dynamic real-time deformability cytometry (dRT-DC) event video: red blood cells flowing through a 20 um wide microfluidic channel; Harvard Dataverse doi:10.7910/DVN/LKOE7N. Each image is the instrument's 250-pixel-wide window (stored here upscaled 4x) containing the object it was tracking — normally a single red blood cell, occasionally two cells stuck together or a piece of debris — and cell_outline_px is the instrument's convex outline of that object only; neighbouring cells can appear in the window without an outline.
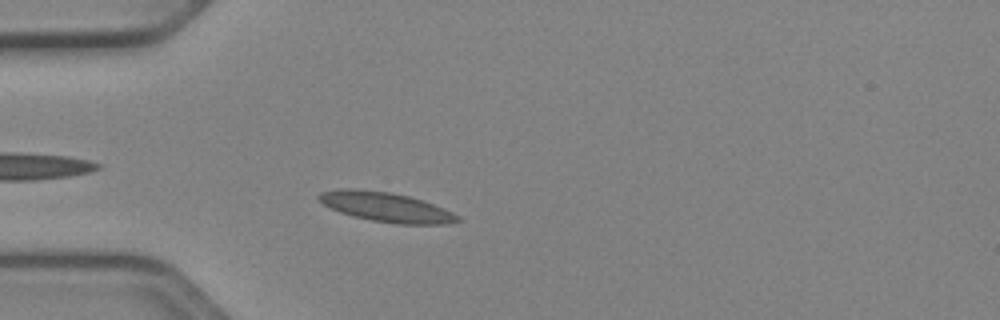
{"species": "Egyptian fruit bat (a non-hibernating species)", "species_latin": "Rousettus aegyptiacus", "temperature_condition": "cold", "stored_images_in_passage": 47, "camera_frame_rate_fps": 3000, "um_per_image_px": 0.085, "animal": {"sex": "female"}, "frame": {"image": 1, "passage_image": 10, "time_ms": 3.0, "image_size_px": [1000, 320], "cell_outline_px": [[460, 220], [448, 224], [396, 224], [372, 220], [352, 216], [340, 212], [324, 204], [316, 196], [320, 192], [340, 188], [352, 188], [388, 192], [408, 196], [444, 208], [460, 216]], "centroid_in_image_um": [32.8, 17.6], "position_along_channel_um": 52.2, "area_um2": 23.7}}
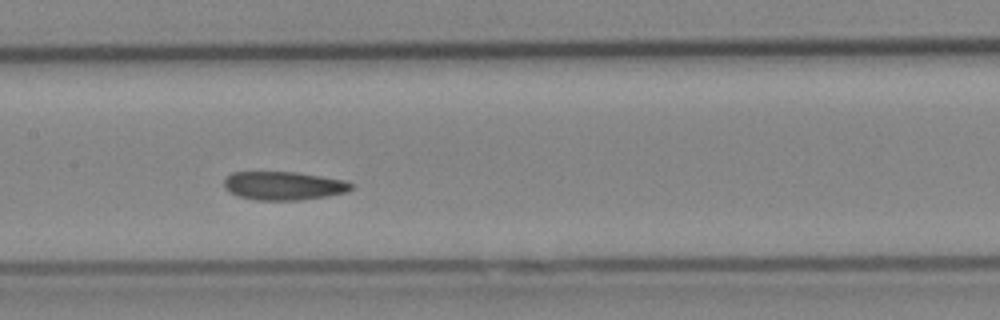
{"frame": {"image": 2, "passage_image": 21, "time_ms": 6.667, "image_size_px": [1000, 320], "cell_outline_px": [[352, 188], [348, 192], [328, 196], [300, 200], [256, 200], [240, 196], [224, 188], [224, 180], [232, 172], [296, 172], [344, 180], [352, 184]], "centroid_in_image_um": [24.12, 15.79], "position_along_channel_um": 183.3, "area_um2": 20.98}}
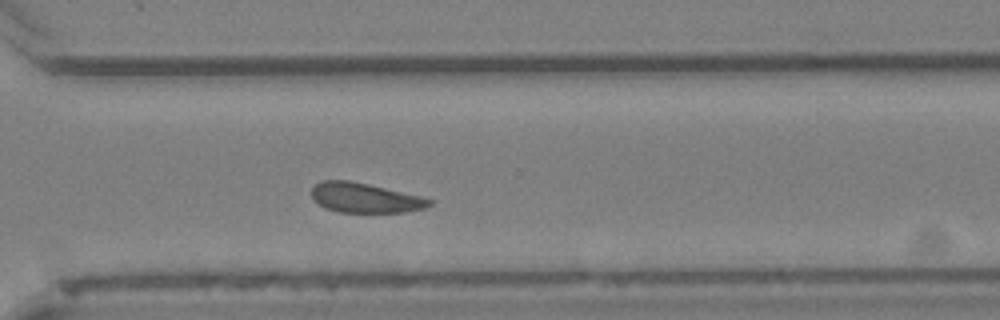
{"frame": {"image": 3, "passage_image": 33, "time_ms": 10.667, "image_size_px": [1000, 320], "cell_outline_px": [[432, 204], [424, 208], [404, 212], [340, 212], [324, 208], [312, 200], [312, 188], [320, 180], [348, 180], [368, 184], [420, 196], [432, 200]], "centroid_in_image_um": [30.97, 16.81], "position_along_channel_um": 339.6, "area_um2": 20.35}, "authors_computed_cell_mechanics": {"area_um2": 21.5594, "velocity_mm_per_s": 3.896, "shape_relaxation_time_tau1_ms": 6.9387, "shape_relaxation_time_tau2_ms": 5.724, "deformation_change_tau1": 0.104, "deformation_change_tau2": 0.0881}}